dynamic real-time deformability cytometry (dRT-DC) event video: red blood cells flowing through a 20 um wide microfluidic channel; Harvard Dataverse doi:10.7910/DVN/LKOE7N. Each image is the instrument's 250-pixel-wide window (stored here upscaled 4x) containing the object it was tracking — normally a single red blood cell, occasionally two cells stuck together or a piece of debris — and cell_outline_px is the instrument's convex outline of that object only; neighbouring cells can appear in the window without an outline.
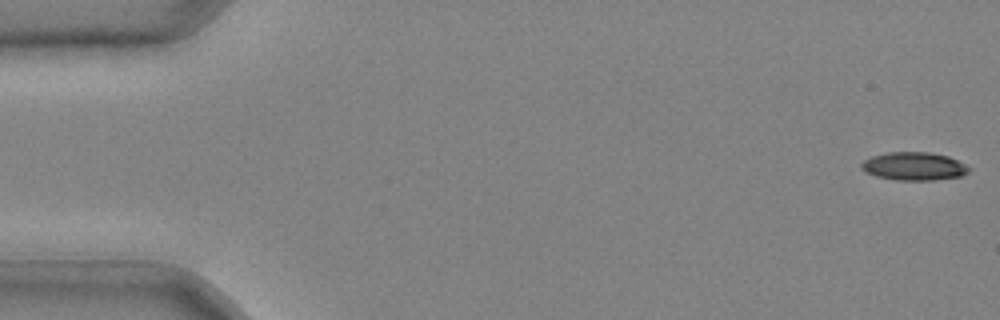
{"species": "common noctule bat (a hibernating species)", "species_latin": "Nyctalus noctula", "temperature_condition": "cold", "stored_images_in_passage": 14, "camera_frame_rate_fps": 3000, "um_per_image_px": 0.085, "animal": {"sex": "male", "body_mass_g": 20.4}, "frame": {"image": 1, "passage_image": 1, "time_ms": 0.0, "image_size_px": [1000, 320], "cell_outline_px": [[972, 168], [968, 172], [960, 176], [932, 180], [896, 180], [876, 176], [860, 168], [860, 164], [864, 160], [872, 156], [888, 152], [928, 152], [948, 156]], "centroid_in_image_um": [77.68, 14.13], "position_along_channel_um": 7.3, "area_um2": 17.51}}
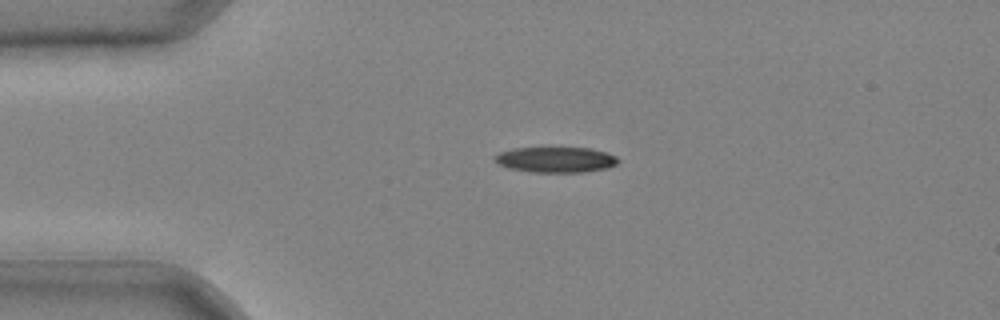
{"frame": {"image": 2, "passage_image": 10, "time_ms": 3.0, "image_size_px": [1000, 320], "cell_outline_px": [[620, 160], [616, 164], [608, 168], [584, 172], [532, 172], [508, 168], [500, 164], [492, 156], [500, 152], [512, 148], [592, 148], [616, 156]], "centroid_in_image_um": [47.25, 13.57], "position_along_channel_um": 37.8, "area_um2": 18.32}}